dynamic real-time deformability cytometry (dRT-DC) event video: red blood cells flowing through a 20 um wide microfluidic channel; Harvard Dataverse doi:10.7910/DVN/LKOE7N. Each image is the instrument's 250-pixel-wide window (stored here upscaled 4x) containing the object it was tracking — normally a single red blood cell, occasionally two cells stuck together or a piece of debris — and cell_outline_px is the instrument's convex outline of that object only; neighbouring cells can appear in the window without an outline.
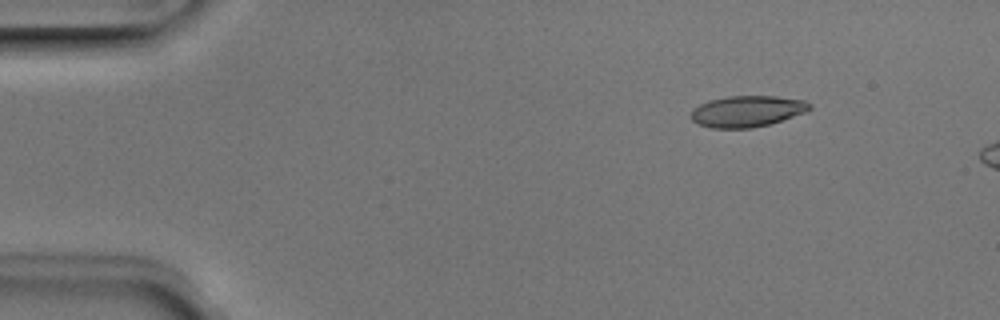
{"species": "Egyptian fruit bat (a non-hibernating species)", "species_latin": "Rousettus aegyptiacus", "temperature_condition": "room temperature", "stored_images_in_passage": 3, "camera_frame_rate_fps": 3000, "um_per_image_px": 0.085, "animal": {"sex": "male"}, "frame": {"image": 1, "passage_image": 1, "time_ms": 0.0, "image_size_px": [1000, 320], "cell_outline_px": [[812, 108], [808, 112], [768, 124], [752, 128], [712, 128], [700, 124], [692, 120], [692, 108], [700, 104], [712, 100], [728, 96], [776, 96], [804, 100], [812, 104]], "centroid_in_image_um": [63.55, 9.45], "position_along_channel_um": 21.4, "area_um2": 21.5}}